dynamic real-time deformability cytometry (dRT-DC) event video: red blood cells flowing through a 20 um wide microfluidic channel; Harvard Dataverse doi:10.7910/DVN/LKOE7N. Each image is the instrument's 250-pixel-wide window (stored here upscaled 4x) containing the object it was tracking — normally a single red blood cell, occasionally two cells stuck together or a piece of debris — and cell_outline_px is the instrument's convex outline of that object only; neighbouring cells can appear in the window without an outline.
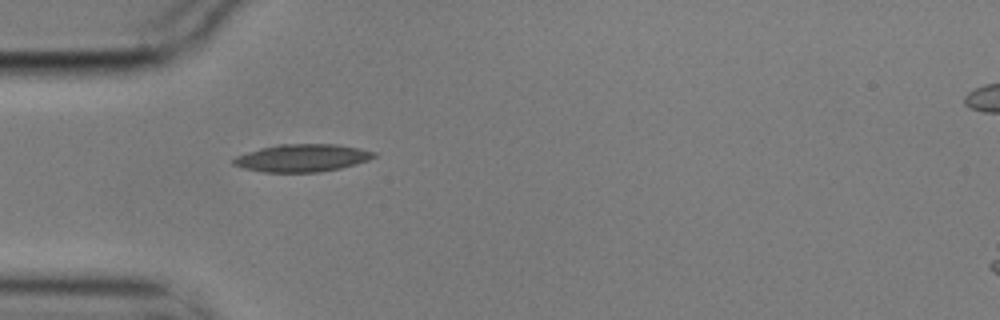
{"species": "common noctule bat (a hibernating species)", "species_latin": "Nyctalus noctula", "temperature_condition": "cold", "stored_images_in_passage": 5, "camera_frame_rate_fps": 3000, "um_per_image_px": 0.085, "animal": {"sex": "male", "body_mass_g": 17.9}, "frame": {"image": 1, "passage_image": 4, "time_ms": 1.0, "image_size_px": [1000, 320], "cell_outline_px": [[376, 156], [368, 160], [356, 164], [340, 168], [320, 172], [264, 172], [244, 168], [232, 164], [232, 160], [236, 156], [260, 148], [280, 144], [336, 144], [360, 148], [376, 152]], "centroid_in_image_um": [25.7, 13.42], "position_along_channel_um": 59.3, "area_um2": 22.54}}